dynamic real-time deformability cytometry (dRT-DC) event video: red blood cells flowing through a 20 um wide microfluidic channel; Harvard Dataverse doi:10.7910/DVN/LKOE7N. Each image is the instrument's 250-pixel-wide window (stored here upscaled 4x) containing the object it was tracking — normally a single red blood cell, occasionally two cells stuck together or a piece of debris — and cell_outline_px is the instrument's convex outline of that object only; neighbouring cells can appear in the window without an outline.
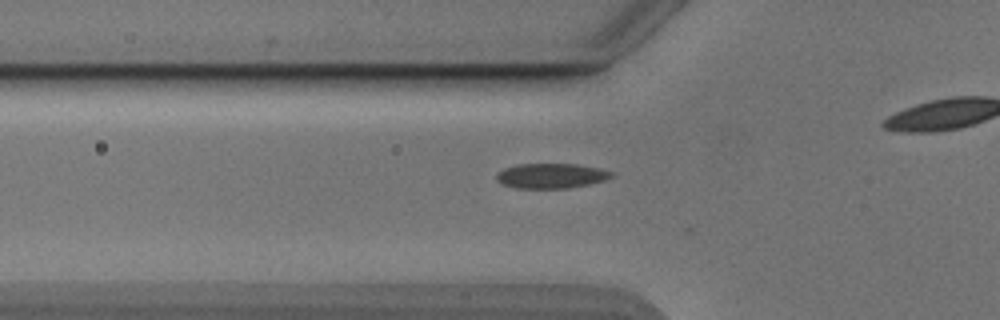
{"species": "Egyptian fruit bat (a non-hibernating species)", "species_latin": "Rousettus aegyptiacus", "temperature_condition": "cold", "stored_images_in_passage": 28, "camera_frame_rate_fps": 3000, "um_per_image_px": 0.085, "animal": {"sex": "male"}, "frame": {"image": 1, "passage_image": 11, "time_ms": 3.333, "image_size_px": [1000, 320], "cell_outline_px": [[616, 176], [604, 180], [588, 184], [568, 188], [516, 188], [504, 184], [496, 180], [496, 172], [504, 168], [516, 164], [580, 164], [600, 168], [616, 172]], "centroid_in_image_um": [46.89, 14.93], "position_along_channel_um": 78.9, "area_um2": 16.94}}
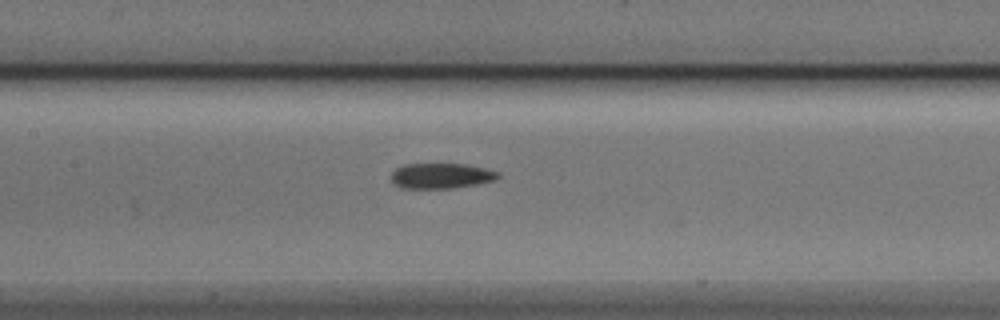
{"frame": {"image": 2, "passage_image": 18, "time_ms": 5.667, "image_size_px": [1000, 320], "cell_outline_px": [[500, 176], [496, 180], [476, 184], [452, 188], [404, 188], [396, 184], [392, 180], [392, 172], [396, 168], [404, 164], [464, 164], [484, 168], [500, 172]], "centroid_in_image_um": [37.53, 14.94], "position_along_channel_um": 169.9, "area_um2": 15.66}}
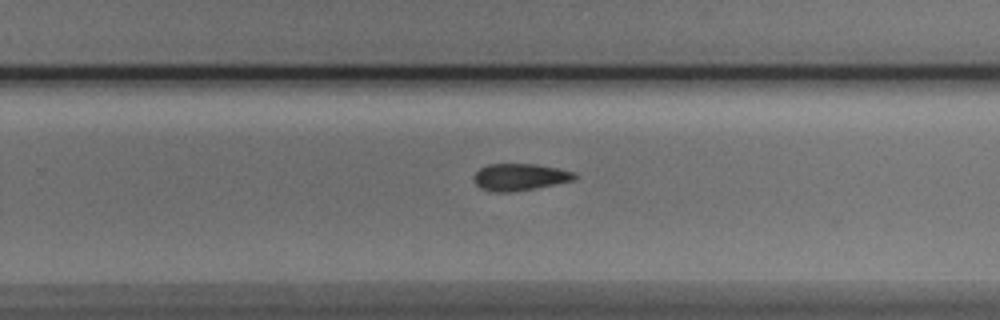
{"frame": {"image": 3, "passage_image": 27, "time_ms": 8.667, "image_size_px": [1000, 320], "cell_outline_px": [[580, 176], [576, 180], [536, 188], [508, 192], [496, 192], [480, 188], [472, 180], [472, 176], [480, 168], [488, 164], [536, 164], [576, 172]], "centroid_in_image_um": [44.21, 15.04], "position_along_channel_um": 285.6, "area_um2": 16.01}}